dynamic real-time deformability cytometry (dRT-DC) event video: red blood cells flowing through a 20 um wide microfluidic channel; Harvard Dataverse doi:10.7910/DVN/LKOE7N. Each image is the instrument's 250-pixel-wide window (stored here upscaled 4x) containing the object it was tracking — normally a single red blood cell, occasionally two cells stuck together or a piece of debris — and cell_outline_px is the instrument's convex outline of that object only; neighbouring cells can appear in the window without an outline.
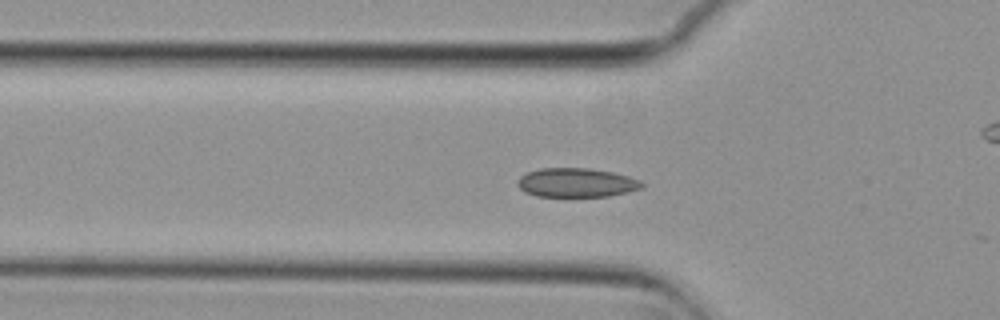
{"species": "common noctule bat (a hibernating species)", "species_latin": "Nyctalus noctula", "temperature_condition": "cold", "stored_images_in_passage": 50, "camera_frame_rate_fps": 3000, "um_per_image_px": 0.085, "animal": {"sex": "female", "body_mass_g": 29.2, "forearm_length_mm": 56.3}, "frame": {"image": 1, "passage_image": 12, "time_ms": 3.667, "image_size_px": [1000, 320], "cell_outline_px": [[644, 188], [628, 192], [608, 196], [536, 196], [524, 192], [516, 184], [516, 180], [520, 176], [528, 172], [540, 168], [588, 168], [612, 172], [628, 176], [640, 180], [644, 184]], "centroid_in_image_um": [48.99, 15.52], "position_along_channel_um": 76.8, "area_um2": 21.15}}
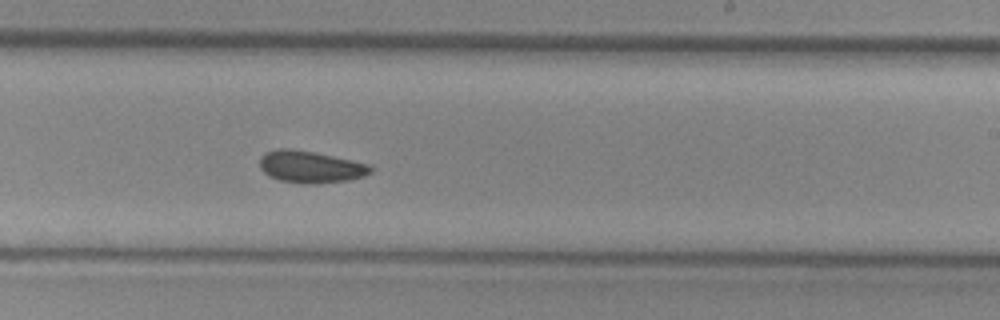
{"frame": {"image": 2, "passage_image": 27, "time_ms": 8.667, "image_size_px": [1000, 320], "cell_outline_px": [[372, 172], [364, 176], [348, 180], [316, 184], [304, 184], [280, 180], [268, 176], [260, 168], [260, 156], [264, 152], [276, 148], [292, 148], [372, 164]], "centroid_in_image_um": [26.38, 14.18], "position_along_channel_um": 262.6, "area_um2": 20.87}}
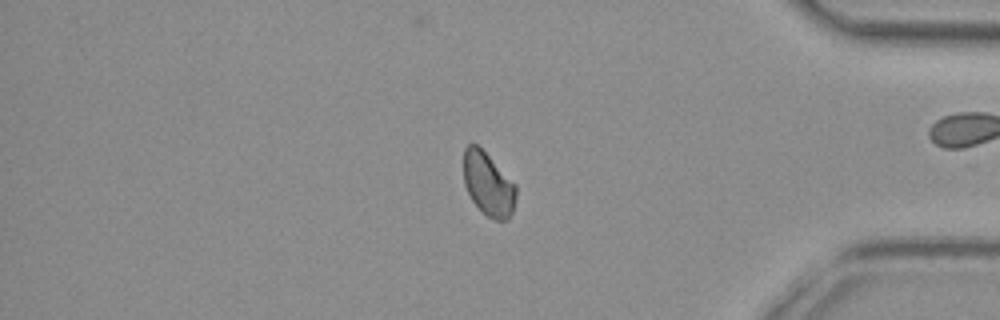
{"frame": {"image": 3, "passage_image": 40, "time_ms": 13.0, "image_size_px": [1000, 320], "cell_outline_px": [[516, 196], [512, 212], [508, 220], [496, 220], [488, 216], [472, 200], [464, 184], [464, 148], [468, 144], [476, 144], [516, 184]], "centroid_in_image_um": [41.5, 15.66], "position_along_channel_um": 393.7, "area_um2": 19.02}, "authors_computed_cell_mechanics": {"area_um2": 20.3456, "velocity_mm_per_s": 3.7155, "shape_relaxation_time_tau1_ms": 7.3711, "shape_relaxation_time_tau2_ms": 5.8225, "deformation_change_tau1": 0.0932, "deformation_change_tau2": 0.0618}}